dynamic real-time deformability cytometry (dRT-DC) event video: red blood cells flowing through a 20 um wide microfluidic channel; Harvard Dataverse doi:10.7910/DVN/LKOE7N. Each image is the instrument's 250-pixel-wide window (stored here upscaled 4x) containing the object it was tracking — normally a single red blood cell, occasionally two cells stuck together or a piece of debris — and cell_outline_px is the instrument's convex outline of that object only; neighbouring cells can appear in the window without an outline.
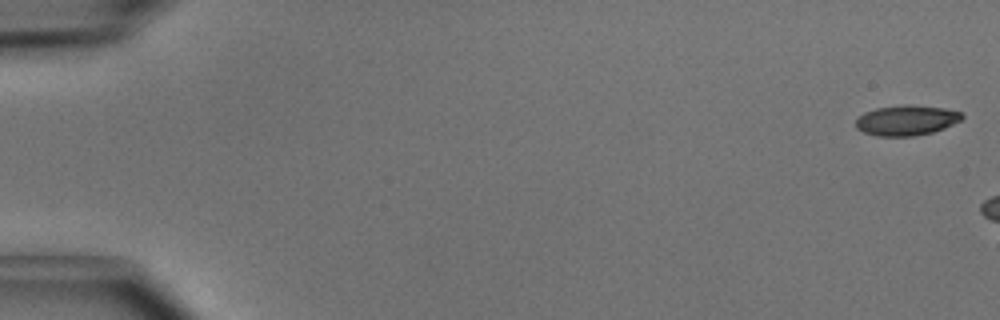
{"species": "common noctule bat (a hibernating species)", "species_latin": "Nyctalus noctula", "temperature_condition": "cold", "stored_images_in_passage": 7, "camera_frame_rate_fps": 3000, "um_per_image_px": 0.085, "animal": {"sex": "male", "body_mass_g": 15.6}, "frame": {"image": 1, "passage_image": 1, "time_ms": 0.0, "image_size_px": [1000, 320], "cell_outline_px": [[964, 116], [960, 120], [944, 128], [932, 132], [912, 136], [876, 136], [864, 132], [856, 128], [856, 120], [864, 112], [876, 108], [900, 104], [904, 104], [944, 108], [960, 112]], "centroid_in_image_um": [77.02, 10.22], "position_along_channel_um": 8.0, "area_um2": 18.61}}